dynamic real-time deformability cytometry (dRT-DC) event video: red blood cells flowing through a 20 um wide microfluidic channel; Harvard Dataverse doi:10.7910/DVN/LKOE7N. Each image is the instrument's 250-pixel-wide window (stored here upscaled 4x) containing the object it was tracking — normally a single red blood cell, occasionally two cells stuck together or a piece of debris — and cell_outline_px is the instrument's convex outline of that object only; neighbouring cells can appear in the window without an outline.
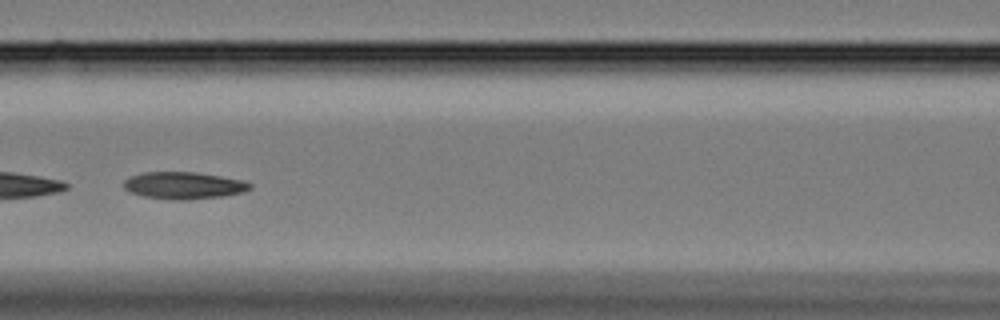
{"species": "Egyptian fruit bat (a non-hibernating species)", "species_latin": "Rousettus aegyptiacus", "temperature_condition": "cold", "stored_images_in_passage": 38, "segment_of_instrument_passage": [2, 2], "camera_frame_rate_fps": 3000, "um_per_image_px": 0.085, "animal": {"sex": "female"}, "frame": {"image": 1, "passage_image": 27, "time_ms": 8.667, "image_size_px": [1000, 320], "cell_outline_px": [[252, 188], [244, 192], [224, 196], [188, 200], [176, 200], [144, 196], [128, 192], [124, 188], [124, 180], [132, 176], [144, 172], [196, 172], [220, 176], [240, 180], [252, 184]], "centroid_in_image_um": [15.62, 15.77], "position_along_channel_um": 151.0, "area_um2": 19.88}}